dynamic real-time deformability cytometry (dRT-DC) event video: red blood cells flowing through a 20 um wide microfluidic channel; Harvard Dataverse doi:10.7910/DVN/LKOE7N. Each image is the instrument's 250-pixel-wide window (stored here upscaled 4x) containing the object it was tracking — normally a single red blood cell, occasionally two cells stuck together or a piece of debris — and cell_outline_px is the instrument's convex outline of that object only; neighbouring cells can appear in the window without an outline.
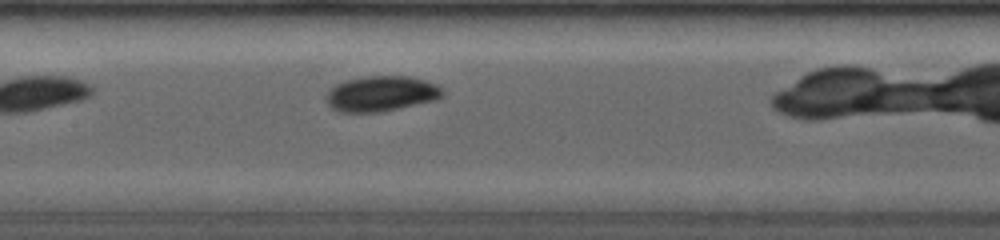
{"species": "common noctule bat (a hibernating species)", "species_latin": "Nyctalus noctula", "temperature_condition": "room temperature", "stored_images_in_passage": 5, "camera_frame_rate_fps": 4000, "um_per_image_px": 0.085, "animal": {"sex": "female", "body_mass_g": 19.0, "forearm_length_mm": 53.3}, "frame": {"image": 1, "passage_image": 5, "time_ms": 3.25, "image_size_px": [1000, 240], "cell_outline_px": [[444, 92], [436, 100], [380, 112], [340, 112], [332, 108], [328, 104], [328, 92], [336, 84], [348, 80], [364, 76], [408, 76], [424, 80], [436, 84], [444, 88]], "centroid_in_image_um": [32.44, 7.96], "position_along_channel_um": 175.0, "area_um2": 23.76}}